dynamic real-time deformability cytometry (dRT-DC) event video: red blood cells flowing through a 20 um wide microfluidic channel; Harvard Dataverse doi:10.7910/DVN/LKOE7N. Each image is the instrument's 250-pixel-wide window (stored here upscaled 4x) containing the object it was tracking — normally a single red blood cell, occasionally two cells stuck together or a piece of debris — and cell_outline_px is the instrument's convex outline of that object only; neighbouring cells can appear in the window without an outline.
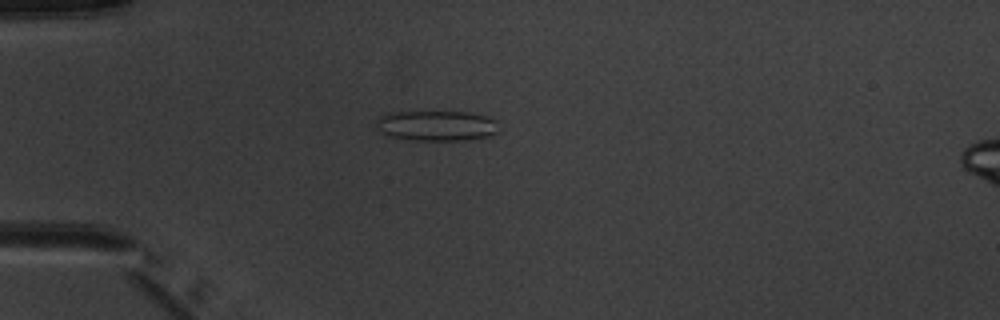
{"species": "common noctule bat (a hibernating species)", "species_latin": "Nyctalus noctula", "temperature_condition": "warm", "stored_images_in_passage": 1, "camera_frame_rate_fps": 3000, "um_per_image_px": 0.085, "animal": {"sex": "male", "body_mass_g": 20.1, "forearm_length_mm": 53.5}, "frame": {"image": 1, "passage_image": 1, "time_ms": 0.0, "image_size_px": [1000, 320], "cell_outline_px": [[496, 132], [492, 136], [468, 140], [412, 140], [388, 136], [380, 132], [376, 124], [376, 120], [380, 116], [392, 112], [468, 112], [488, 116], [496, 120]], "centroid_in_image_um": [37.11, 10.69], "position_along_channel_um": 47.9, "area_um2": 21.73}}